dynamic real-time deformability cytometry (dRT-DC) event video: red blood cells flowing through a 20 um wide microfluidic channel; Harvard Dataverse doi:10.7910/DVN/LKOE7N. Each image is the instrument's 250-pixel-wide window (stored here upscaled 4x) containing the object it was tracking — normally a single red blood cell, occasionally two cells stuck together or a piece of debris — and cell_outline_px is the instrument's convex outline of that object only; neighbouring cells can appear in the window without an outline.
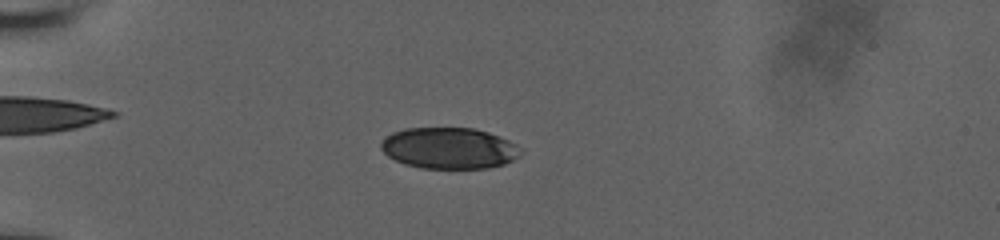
{"species": "human", "species_latin": "Homo sapiens", "temperature_condition": "room temperature", "stored_images_in_passage": 56, "camera_frame_rate_fps": 3000, "um_per_image_px": 0.085, "donor": {"sex": "male"}, "frame": {"image": 1, "passage_image": 18, "time_ms": 5.667, "image_size_px": [1000, 240], "cell_outline_px": [[524, 152], [520, 156], [504, 164], [488, 168], [420, 168], [404, 164], [388, 156], [380, 148], [380, 144], [392, 132], [404, 128], [472, 128], [488, 132], [500, 136], [516, 144]], "centroid_in_image_um": [38.2, 12.59], "position_along_channel_um": 46.8, "area_um2": 33.64}}
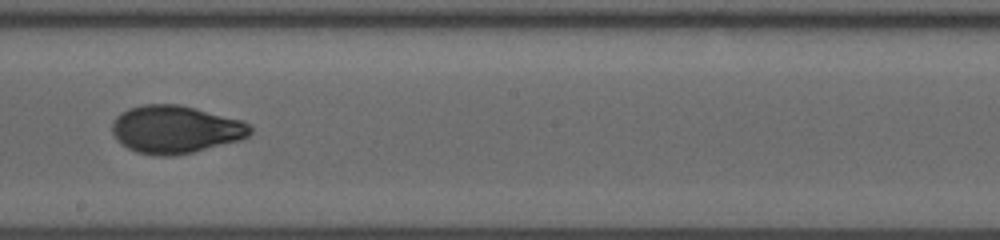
{"frame": {"image": 2, "passage_image": 35, "time_ms": 11.333, "image_size_px": [1000, 240], "cell_outline_px": [[252, 132], [248, 136], [240, 140], [192, 152], [172, 156], [156, 156], [136, 152], [120, 144], [116, 140], [112, 132], [112, 124], [116, 116], [120, 112], [128, 108], [144, 104], [180, 104], [240, 120], [248, 124], [252, 128]], "centroid_in_image_um": [14.87, 11.0], "position_along_channel_um": 233.3, "area_um2": 38.49}}
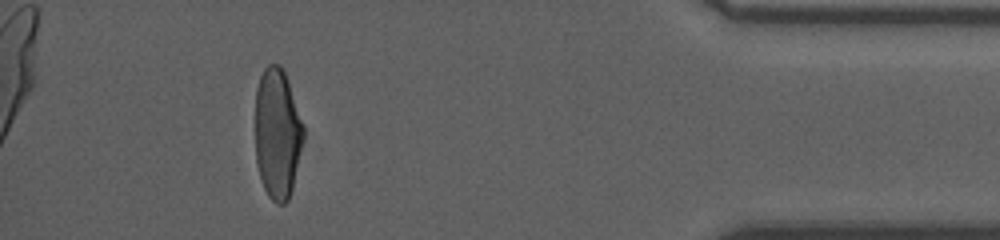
{"frame": {"image": 3, "passage_image": 52, "time_ms": 17.0, "image_size_px": [1000, 240], "cell_outline_px": [[304, 136], [292, 188], [288, 200], [284, 204], [276, 204], [268, 196], [260, 180], [256, 164], [256, 88], [260, 76], [264, 68], [268, 64], [280, 64], [284, 68], [304, 124]], "centroid_in_image_um": [23.58, 11.33], "position_along_channel_um": 411.6, "area_um2": 36.99}, "authors_computed_cell_mechanics": {"area_um2": 37.0498, "velocity_mm_per_s": 3.9421, "shape_relaxation_time_tau1_ms": 5.0399, "shape_relaxation_time_tau2_ms": 0.7431, "deformation_change_tau1": 0.1917, "deformation_change_tau2": 0.0393}}